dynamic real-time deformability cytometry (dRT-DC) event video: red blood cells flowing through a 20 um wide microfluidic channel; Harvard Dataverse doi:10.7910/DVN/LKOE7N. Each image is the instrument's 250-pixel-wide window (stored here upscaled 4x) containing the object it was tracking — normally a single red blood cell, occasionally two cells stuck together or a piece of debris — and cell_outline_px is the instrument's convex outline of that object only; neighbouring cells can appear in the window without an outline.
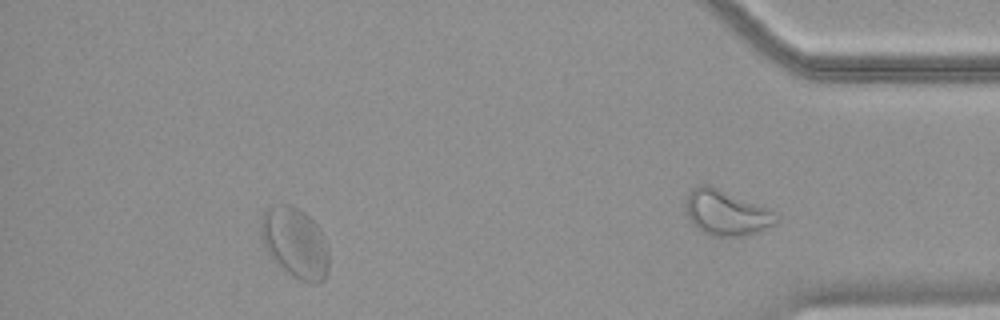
{"species": "common noctule bat (a hibernating species)", "species_latin": "Nyctalus noctula", "temperature_condition": "warm", "stored_images_in_passage": 36, "segment_of_instrument_passage": [1, 2], "camera_frame_rate_fps": 3000, "um_per_image_px": 0.085, "animal": {"sex": "female", "body_mass_g": 18.4}, "frame": {"image": 1, "passage_image": 31, "time_ms": 10.0, "image_size_px": [1000, 320], "cell_outline_px": [[328, 272], [324, 280], [300, 280], [288, 272], [268, 252], [260, 236], [260, 220], [264, 212], [268, 208], [280, 204], [288, 204], [304, 212], [316, 224], [320, 232], [328, 252]], "centroid_in_image_um": [25.05, 20.59], "position_along_channel_um": 410.1, "area_um2": 26.93}}